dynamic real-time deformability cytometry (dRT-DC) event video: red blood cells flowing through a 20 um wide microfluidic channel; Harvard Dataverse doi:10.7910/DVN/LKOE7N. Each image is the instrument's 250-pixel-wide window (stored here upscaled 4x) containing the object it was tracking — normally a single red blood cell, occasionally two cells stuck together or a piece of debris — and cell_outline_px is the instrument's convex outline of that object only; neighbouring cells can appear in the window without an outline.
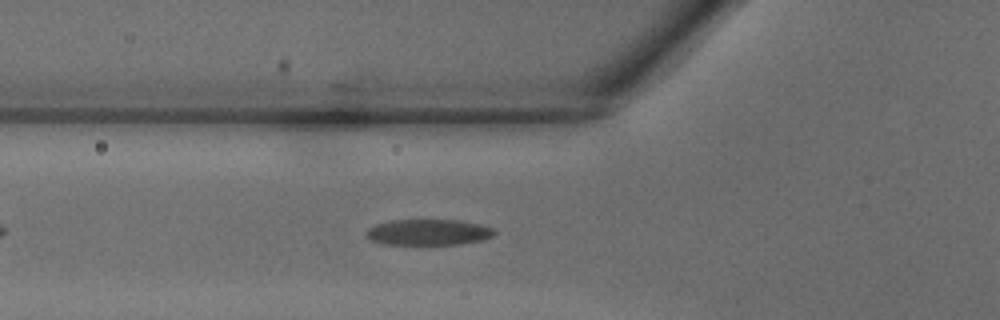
{"species": "common noctule bat (a hibernating species)", "species_latin": "Nyctalus noctula", "temperature_condition": "warm", "stored_images_in_passage": 32, "camera_frame_rate_fps": 3000, "um_per_image_px": 0.085, "animal": {"sex": "male", "body_mass_g": 18.8}, "frame": {"image": 1, "passage_image": 6, "time_ms": 1.667, "image_size_px": [1000, 320], "cell_outline_px": [[496, 232], [492, 236], [484, 240], [460, 244], [384, 244], [372, 240], [368, 236], [368, 228], [376, 224], [392, 220], [460, 220], [480, 224], [492, 228]], "centroid_in_image_um": [36.46, 19.73], "position_along_channel_um": 89.3, "area_um2": 19.19}}
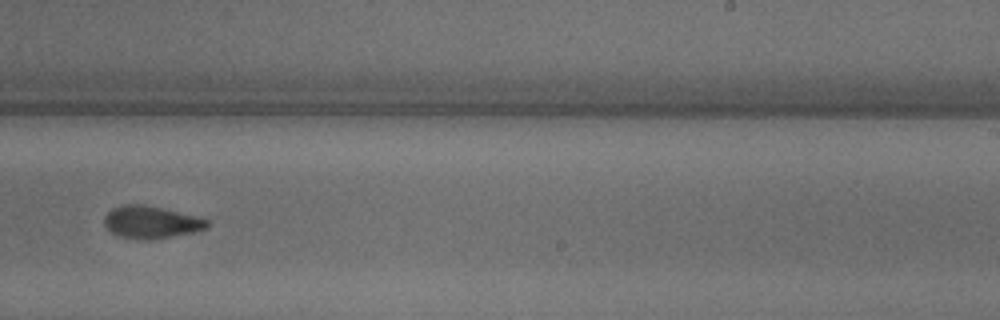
{"frame": {"image": 2, "passage_image": 17, "time_ms": 5.333, "image_size_px": [1000, 320], "cell_outline_px": [[212, 224], [208, 228], [192, 232], [148, 240], [144, 240], [116, 236], [104, 224], [104, 216], [112, 208], [124, 204], [140, 204], [160, 208], [196, 216], [208, 220]], "centroid_in_image_um": [12.83, 18.89], "position_along_channel_um": 276.2, "area_um2": 19.25}}
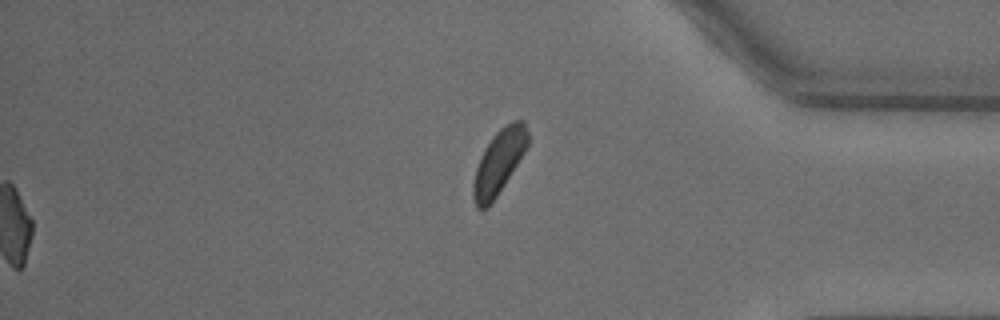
{"frame": {"image": 3, "passage_image": 32, "time_ms": 10.333, "image_size_px": [1000, 320], "cell_outline_px": [[528, 144], [524, 152], [504, 184], [488, 208], [480, 212], [476, 208], [472, 196], [472, 188], [476, 168], [480, 156], [484, 148], [492, 136], [504, 124], [512, 120], [524, 120], [528, 132]], "centroid_in_image_um": [42.37, 13.77], "position_along_channel_um": 392.8, "area_um2": 20.46}}